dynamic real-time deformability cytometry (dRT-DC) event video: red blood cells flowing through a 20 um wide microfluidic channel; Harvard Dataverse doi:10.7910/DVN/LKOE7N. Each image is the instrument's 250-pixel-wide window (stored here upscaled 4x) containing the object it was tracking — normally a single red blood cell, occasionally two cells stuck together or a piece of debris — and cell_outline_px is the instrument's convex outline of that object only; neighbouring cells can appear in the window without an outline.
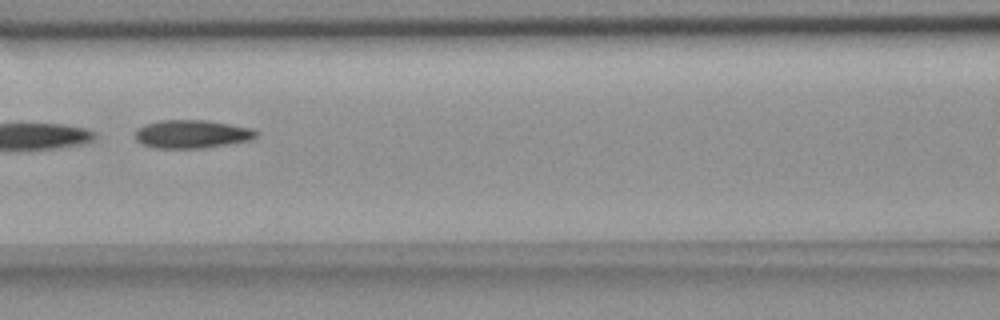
{"species": "common noctule bat (a hibernating species)", "species_latin": "Nyctalus noctula", "temperature_condition": "room temperature", "stored_images_in_passage": 9, "camera_frame_rate_fps": 3000, "um_per_image_px": 0.085, "animal": {"sex": "female", "body_mass_g": 18.4}, "frame": {"image": 1, "passage_image": 7, "time_ms": 8.0, "image_size_px": [1000, 320], "cell_outline_px": [[256, 136], [248, 140], [228, 144], [204, 148], [160, 148], [144, 144], [136, 140], [136, 128], [144, 124], [160, 120], [208, 120], [252, 128], [256, 132]], "centroid_in_image_um": [16.29, 11.38], "position_along_channel_um": 150.3, "area_um2": 19.77}}
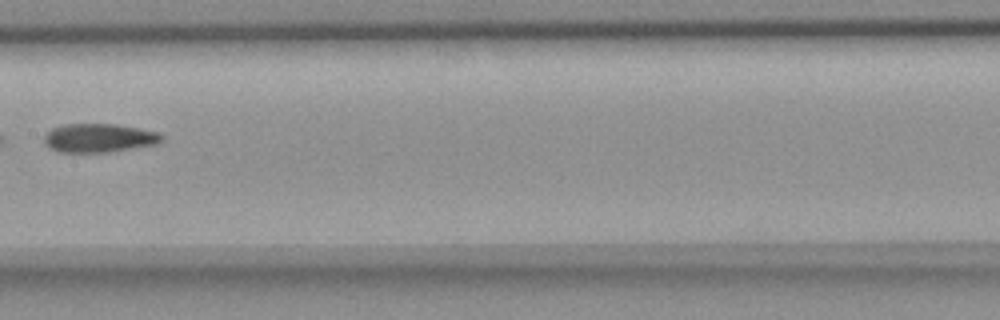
{"frame": {"image": 2, "passage_image": 8, "time_ms": 9.333, "image_size_px": [1000, 320], "cell_outline_px": [[164, 140], [156, 144], [104, 152], [60, 152], [52, 148], [44, 140], [44, 136], [52, 128], [64, 124], [116, 124], [160, 132], [164, 136]], "centroid_in_image_um": [8.46, 11.71], "position_along_channel_um": 198.9, "area_um2": 19.42}}
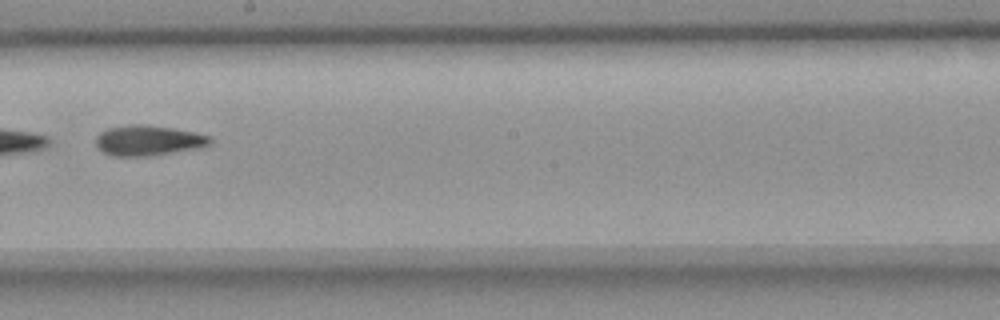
{"frame": {"image": 3, "passage_image": 9, "time_ms": 10.333, "image_size_px": [1000, 320], "cell_outline_px": [[212, 144], [200, 148], [148, 156], [112, 156], [104, 152], [96, 144], [96, 136], [100, 132], [108, 128], [132, 124], [148, 124], [196, 132], [212, 136]], "centroid_in_image_um": [12.65, 11.93], "position_along_channel_um": 235.6, "area_um2": 20.35}}